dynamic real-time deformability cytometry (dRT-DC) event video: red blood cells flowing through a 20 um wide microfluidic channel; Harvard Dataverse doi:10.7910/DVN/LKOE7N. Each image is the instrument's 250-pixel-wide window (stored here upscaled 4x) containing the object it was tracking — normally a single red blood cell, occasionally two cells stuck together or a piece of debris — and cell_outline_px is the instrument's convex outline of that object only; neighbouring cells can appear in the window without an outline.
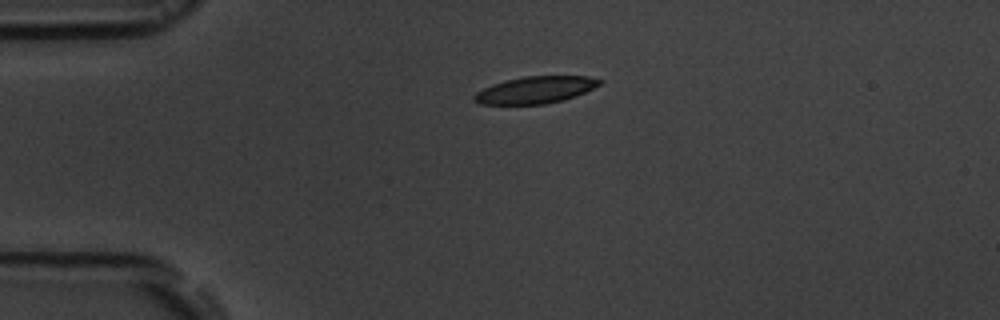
{"species": "common noctule bat (a hibernating species)", "species_latin": "Nyctalus noctula", "temperature_condition": "room temperature", "stored_images_in_passage": 4, "camera_frame_rate_fps": 3000, "um_per_image_px": 0.085, "animal": {"sex": "male", "body_mass_g": 19.5, "forearm_length_mm": 54.6}, "frame": {"image": 1, "passage_image": 4, "time_ms": 4.333, "image_size_px": [1000, 320], "cell_outline_px": [[604, 80], [600, 84], [576, 96], [564, 100], [544, 104], [480, 104], [472, 100], [472, 96], [476, 92], [492, 84], [524, 76], [588, 76]], "centroid_in_image_um": [45.5, 7.64], "position_along_channel_um": 39.5, "area_um2": 19.65}}